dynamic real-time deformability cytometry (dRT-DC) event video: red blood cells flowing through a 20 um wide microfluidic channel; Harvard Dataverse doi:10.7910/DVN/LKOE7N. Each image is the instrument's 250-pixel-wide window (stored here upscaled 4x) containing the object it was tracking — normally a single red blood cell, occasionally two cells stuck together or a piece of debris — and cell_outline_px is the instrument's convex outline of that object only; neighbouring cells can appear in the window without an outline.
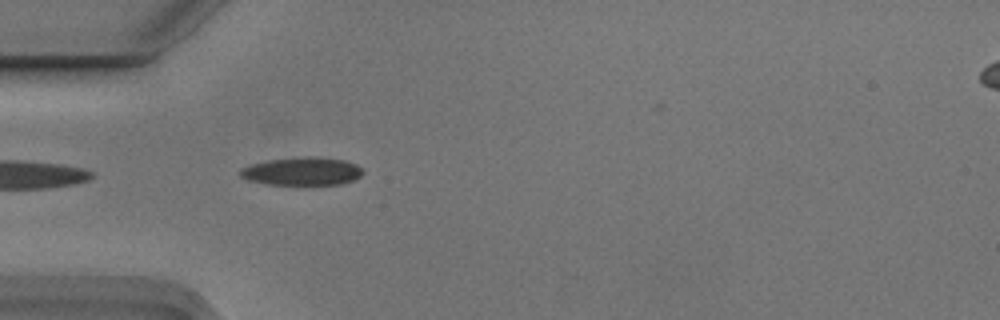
{"species": "Egyptian fruit bat (a non-hibernating species)", "species_latin": "Rousettus aegyptiacus", "temperature_condition": "cold", "stored_images_in_passage": 2, "camera_frame_rate_fps": 3000, "um_per_image_px": 0.085, "animal": {"sex": "male"}, "frame": {"image": 1, "passage_image": 2, "time_ms": 0.333, "image_size_px": [1000, 320], "cell_outline_px": [[364, 172], [360, 176], [352, 180], [340, 184], [264, 184], [248, 180], [240, 176], [240, 168], [252, 164], [268, 160], [308, 156], [312, 156], [344, 160], [356, 164], [364, 168]], "centroid_in_image_um": [25.69, 14.55], "position_along_channel_um": 59.3, "area_um2": 20.0}}